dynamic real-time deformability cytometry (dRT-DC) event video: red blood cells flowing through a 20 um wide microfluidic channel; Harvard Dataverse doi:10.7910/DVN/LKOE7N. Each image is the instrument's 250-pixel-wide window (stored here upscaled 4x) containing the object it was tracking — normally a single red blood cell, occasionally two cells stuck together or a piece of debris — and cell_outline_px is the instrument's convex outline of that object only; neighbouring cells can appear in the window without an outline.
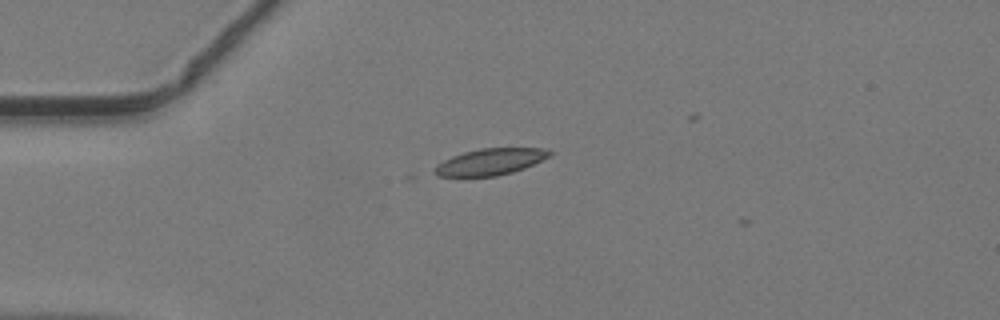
{"species": "common noctule bat (a hibernating species)", "species_latin": "Nyctalus noctula", "temperature_condition": "warm", "stored_images_in_passage": 31, "camera_frame_rate_fps": 3000, "um_per_image_px": 0.085, "animal": {"sex": "male", "body_mass_g": 19.2, "forearm_length_mm": 51.8}, "frame": {"image": 1, "passage_image": 1, "time_ms": 0.0, "image_size_px": [1000, 320], "cell_outline_px": [[552, 156], [524, 168], [512, 172], [496, 176], [436, 176], [436, 164], [452, 156], [464, 152], [480, 148], [544, 148], [552, 152]], "centroid_in_image_um": [41.71, 13.74], "position_along_channel_um": 43.3, "area_um2": 17.63}}
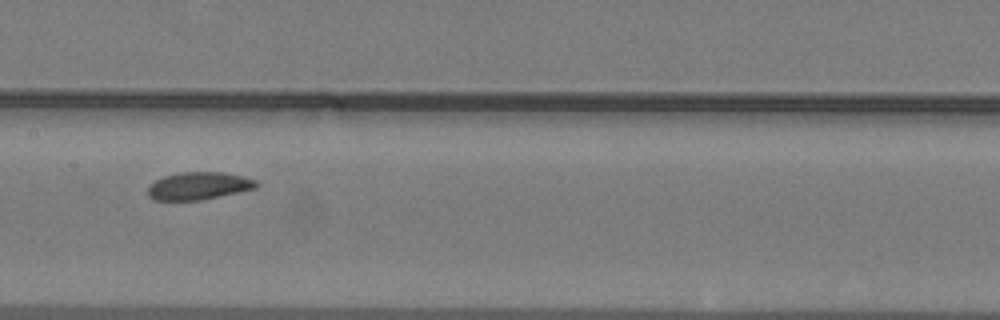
{"frame": {"image": 2, "passage_image": 13, "time_ms": 4.0, "image_size_px": [1000, 320], "cell_outline_px": [[260, 184], [256, 188], [200, 200], [156, 200], [148, 196], [148, 184], [164, 176], [180, 172], [224, 172], [244, 176], [256, 180]], "centroid_in_image_um": [16.89, 15.79], "position_along_channel_um": 190.5, "area_um2": 17.46}}
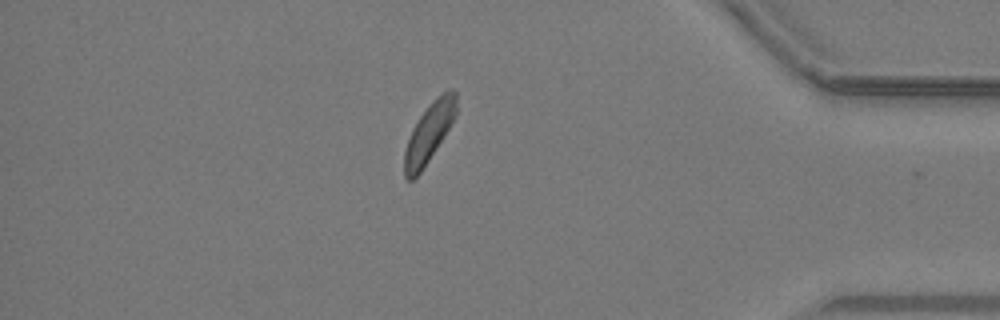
{"frame": {"image": 3, "passage_image": 30, "time_ms": 9.667, "image_size_px": [1000, 320], "cell_outline_px": [[456, 116], [444, 136], [420, 172], [412, 180], [408, 180], [404, 176], [404, 152], [412, 128], [420, 116], [432, 100], [448, 88], [452, 88], [456, 92]], "centroid_in_image_um": [36.47, 11.24], "position_along_channel_um": 398.7, "area_um2": 17.63}}